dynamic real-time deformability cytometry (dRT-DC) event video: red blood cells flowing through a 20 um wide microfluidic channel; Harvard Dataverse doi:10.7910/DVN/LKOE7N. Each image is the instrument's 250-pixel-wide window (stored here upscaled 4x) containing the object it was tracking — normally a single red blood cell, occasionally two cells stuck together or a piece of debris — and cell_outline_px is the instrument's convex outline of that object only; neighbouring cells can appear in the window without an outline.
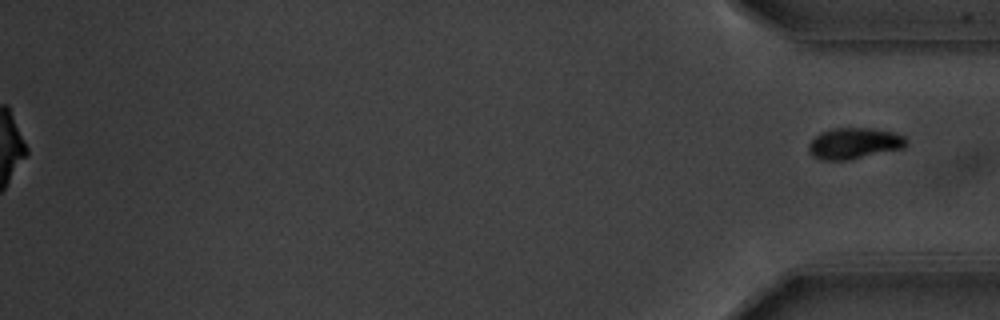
{"species": "common noctule bat (a hibernating species)", "species_latin": "Nyctalus noctula", "temperature_condition": "warm", "stored_images_in_passage": 57, "segment_of_instrument_passage": [2, 2], "camera_frame_rate_fps": 3000, "um_per_image_px": 0.085, "animal": {"sex": "male", "body_mass_g": 20.1, "forearm_length_mm": 53.5}, "frame": {"image": 1, "passage_image": 57, "time_ms": 18.667, "image_size_px": [1000, 320], "cell_outline_px": [[908, 144], [904, 148], [848, 160], [820, 160], [812, 156], [808, 152], [808, 144], [820, 132], [836, 128], [872, 128], [892, 132], [904, 136], [908, 140]], "centroid_in_image_um": [72.6, 12.19], "position_along_channel_um": 362.6, "area_um2": 17.8}}